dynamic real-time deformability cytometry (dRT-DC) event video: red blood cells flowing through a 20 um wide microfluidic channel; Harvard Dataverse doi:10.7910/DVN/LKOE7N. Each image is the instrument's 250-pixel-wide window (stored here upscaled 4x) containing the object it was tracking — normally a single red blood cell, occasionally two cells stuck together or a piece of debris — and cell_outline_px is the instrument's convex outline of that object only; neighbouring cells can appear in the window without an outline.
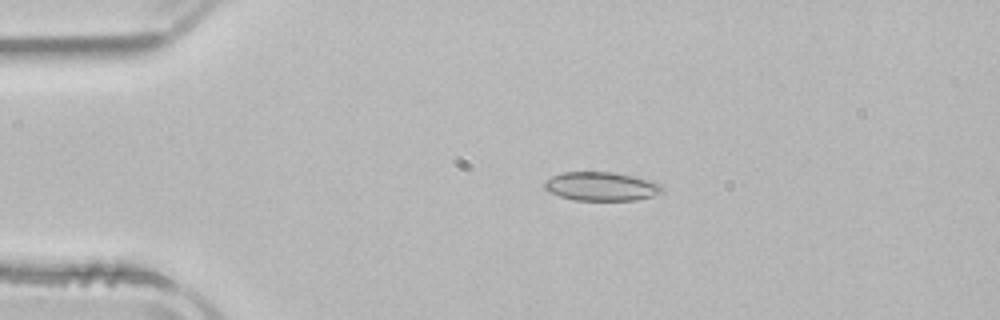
{"species": "common noctule bat (a hibernating species)", "species_latin": "Nyctalus noctula", "temperature_condition": "room temperature", "stored_images_in_passage": 2, "camera_frame_rate_fps": 3000, "um_per_image_px": 0.085, "animal": {"sex": "male", "body_mass_g": 21.5, "forearm_length_mm": 52.0}, "frame": {"image": 1, "passage_image": 1, "time_ms": 0.0, "image_size_px": [1000, 320], "cell_outline_px": [[664, 192], [652, 196], [636, 200], [572, 200], [548, 192], [544, 188], [544, 180], [560, 172], [612, 172], [632, 176], [648, 180], [660, 184], [664, 188]], "centroid_in_image_um": [51.07, 15.84], "position_along_channel_um": 33.9, "area_um2": 19.83}}